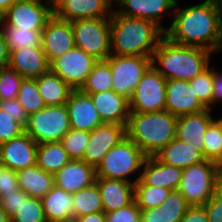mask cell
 Returning <instances> with one entry per match:
<instances>
[{"label": "cell", "mask_w": 222, "mask_h": 222, "mask_svg": "<svg viewBox=\"0 0 222 222\" xmlns=\"http://www.w3.org/2000/svg\"><path fill=\"white\" fill-rule=\"evenodd\" d=\"M18 185L32 198L41 199L55 185L54 175L45 172L37 165L17 172Z\"/></svg>", "instance_id": "obj_28"}, {"label": "cell", "mask_w": 222, "mask_h": 222, "mask_svg": "<svg viewBox=\"0 0 222 222\" xmlns=\"http://www.w3.org/2000/svg\"><path fill=\"white\" fill-rule=\"evenodd\" d=\"M89 137V131L70 129L60 140V143L71 160H82Z\"/></svg>", "instance_id": "obj_37"}, {"label": "cell", "mask_w": 222, "mask_h": 222, "mask_svg": "<svg viewBox=\"0 0 222 222\" xmlns=\"http://www.w3.org/2000/svg\"><path fill=\"white\" fill-rule=\"evenodd\" d=\"M9 67L23 78L35 79L50 71L42 47H23L10 52Z\"/></svg>", "instance_id": "obj_20"}, {"label": "cell", "mask_w": 222, "mask_h": 222, "mask_svg": "<svg viewBox=\"0 0 222 222\" xmlns=\"http://www.w3.org/2000/svg\"><path fill=\"white\" fill-rule=\"evenodd\" d=\"M209 222H222V186L203 205Z\"/></svg>", "instance_id": "obj_47"}, {"label": "cell", "mask_w": 222, "mask_h": 222, "mask_svg": "<svg viewBox=\"0 0 222 222\" xmlns=\"http://www.w3.org/2000/svg\"><path fill=\"white\" fill-rule=\"evenodd\" d=\"M126 137V125L104 123L90 132L82 161L95 169L105 154Z\"/></svg>", "instance_id": "obj_13"}, {"label": "cell", "mask_w": 222, "mask_h": 222, "mask_svg": "<svg viewBox=\"0 0 222 222\" xmlns=\"http://www.w3.org/2000/svg\"><path fill=\"white\" fill-rule=\"evenodd\" d=\"M9 55L8 46L0 31V69L9 66Z\"/></svg>", "instance_id": "obj_51"}, {"label": "cell", "mask_w": 222, "mask_h": 222, "mask_svg": "<svg viewBox=\"0 0 222 222\" xmlns=\"http://www.w3.org/2000/svg\"><path fill=\"white\" fill-rule=\"evenodd\" d=\"M10 222H47L40 199L29 197L23 201Z\"/></svg>", "instance_id": "obj_39"}, {"label": "cell", "mask_w": 222, "mask_h": 222, "mask_svg": "<svg viewBox=\"0 0 222 222\" xmlns=\"http://www.w3.org/2000/svg\"><path fill=\"white\" fill-rule=\"evenodd\" d=\"M0 222H10V218L0 204Z\"/></svg>", "instance_id": "obj_54"}, {"label": "cell", "mask_w": 222, "mask_h": 222, "mask_svg": "<svg viewBox=\"0 0 222 222\" xmlns=\"http://www.w3.org/2000/svg\"><path fill=\"white\" fill-rule=\"evenodd\" d=\"M3 167H4V166H3L2 162L0 161V172H1V169H2Z\"/></svg>", "instance_id": "obj_57"}, {"label": "cell", "mask_w": 222, "mask_h": 222, "mask_svg": "<svg viewBox=\"0 0 222 222\" xmlns=\"http://www.w3.org/2000/svg\"><path fill=\"white\" fill-rule=\"evenodd\" d=\"M96 170L82 160H70L55 175L54 183L70 194L93 185Z\"/></svg>", "instance_id": "obj_22"}, {"label": "cell", "mask_w": 222, "mask_h": 222, "mask_svg": "<svg viewBox=\"0 0 222 222\" xmlns=\"http://www.w3.org/2000/svg\"><path fill=\"white\" fill-rule=\"evenodd\" d=\"M98 62L78 47H74L50 63V71L72 89H80L93 66Z\"/></svg>", "instance_id": "obj_12"}, {"label": "cell", "mask_w": 222, "mask_h": 222, "mask_svg": "<svg viewBox=\"0 0 222 222\" xmlns=\"http://www.w3.org/2000/svg\"><path fill=\"white\" fill-rule=\"evenodd\" d=\"M105 61L112 71V90L128 99L151 66V57L145 56L111 54Z\"/></svg>", "instance_id": "obj_10"}, {"label": "cell", "mask_w": 222, "mask_h": 222, "mask_svg": "<svg viewBox=\"0 0 222 222\" xmlns=\"http://www.w3.org/2000/svg\"><path fill=\"white\" fill-rule=\"evenodd\" d=\"M0 109L9 113L11 117L19 122L24 128L26 127L28 115L16 98L12 100H0Z\"/></svg>", "instance_id": "obj_46"}, {"label": "cell", "mask_w": 222, "mask_h": 222, "mask_svg": "<svg viewBox=\"0 0 222 222\" xmlns=\"http://www.w3.org/2000/svg\"><path fill=\"white\" fill-rule=\"evenodd\" d=\"M80 90L86 94H95L112 90V71L106 61H98L86 78Z\"/></svg>", "instance_id": "obj_33"}, {"label": "cell", "mask_w": 222, "mask_h": 222, "mask_svg": "<svg viewBox=\"0 0 222 222\" xmlns=\"http://www.w3.org/2000/svg\"><path fill=\"white\" fill-rule=\"evenodd\" d=\"M104 213L126 207L134 201V183L119 179L96 178Z\"/></svg>", "instance_id": "obj_25"}, {"label": "cell", "mask_w": 222, "mask_h": 222, "mask_svg": "<svg viewBox=\"0 0 222 222\" xmlns=\"http://www.w3.org/2000/svg\"><path fill=\"white\" fill-rule=\"evenodd\" d=\"M154 156L164 164L182 169L205 160L196 146L184 143L177 138H174Z\"/></svg>", "instance_id": "obj_27"}, {"label": "cell", "mask_w": 222, "mask_h": 222, "mask_svg": "<svg viewBox=\"0 0 222 222\" xmlns=\"http://www.w3.org/2000/svg\"><path fill=\"white\" fill-rule=\"evenodd\" d=\"M178 117L168 111L130 112L126 136L147 156H154L176 138Z\"/></svg>", "instance_id": "obj_4"}, {"label": "cell", "mask_w": 222, "mask_h": 222, "mask_svg": "<svg viewBox=\"0 0 222 222\" xmlns=\"http://www.w3.org/2000/svg\"><path fill=\"white\" fill-rule=\"evenodd\" d=\"M75 222H106L105 213L97 212L92 214H87L74 219Z\"/></svg>", "instance_id": "obj_52"}, {"label": "cell", "mask_w": 222, "mask_h": 222, "mask_svg": "<svg viewBox=\"0 0 222 222\" xmlns=\"http://www.w3.org/2000/svg\"><path fill=\"white\" fill-rule=\"evenodd\" d=\"M66 106L69 113L70 128L91 132L104 124L89 94L73 89Z\"/></svg>", "instance_id": "obj_18"}, {"label": "cell", "mask_w": 222, "mask_h": 222, "mask_svg": "<svg viewBox=\"0 0 222 222\" xmlns=\"http://www.w3.org/2000/svg\"><path fill=\"white\" fill-rule=\"evenodd\" d=\"M47 222H71L73 220L72 194L54 185L41 199Z\"/></svg>", "instance_id": "obj_26"}, {"label": "cell", "mask_w": 222, "mask_h": 222, "mask_svg": "<svg viewBox=\"0 0 222 222\" xmlns=\"http://www.w3.org/2000/svg\"><path fill=\"white\" fill-rule=\"evenodd\" d=\"M75 46L98 61L111 55L110 18H86L71 21Z\"/></svg>", "instance_id": "obj_7"}, {"label": "cell", "mask_w": 222, "mask_h": 222, "mask_svg": "<svg viewBox=\"0 0 222 222\" xmlns=\"http://www.w3.org/2000/svg\"><path fill=\"white\" fill-rule=\"evenodd\" d=\"M16 99L24 108L28 116L46 107L39 93L36 78H24L21 82Z\"/></svg>", "instance_id": "obj_35"}, {"label": "cell", "mask_w": 222, "mask_h": 222, "mask_svg": "<svg viewBox=\"0 0 222 222\" xmlns=\"http://www.w3.org/2000/svg\"><path fill=\"white\" fill-rule=\"evenodd\" d=\"M222 100V74L216 71L213 68V90H212V98H211V109L212 105L217 104V101Z\"/></svg>", "instance_id": "obj_50"}, {"label": "cell", "mask_w": 222, "mask_h": 222, "mask_svg": "<svg viewBox=\"0 0 222 222\" xmlns=\"http://www.w3.org/2000/svg\"><path fill=\"white\" fill-rule=\"evenodd\" d=\"M166 81L151 65L129 99L130 112L151 113L165 110Z\"/></svg>", "instance_id": "obj_9"}, {"label": "cell", "mask_w": 222, "mask_h": 222, "mask_svg": "<svg viewBox=\"0 0 222 222\" xmlns=\"http://www.w3.org/2000/svg\"><path fill=\"white\" fill-rule=\"evenodd\" d=\"M170 189L145 185L140 179L134 184V200L140 209L159 207L167 198Z\"/></svg>", "instance_id": "obj_34"}, {"label": "cell", "mask_w": 222, "mask_h": 222, "mask_svg": "<svg viewBox=\"0 0 222 222\" xmlns=\"http://www.w3.org/2000/svg\"><path fill=\"white\" fill-rule=\"evenodd\" d=\"M19 189L17 172L3 167L0 172V196L3 193L18 191Z\"/></svg>", "instance_id": "obj_48"}, {"label": "cell", "mask_w": 222, "mask_h": 222, "mask_svg": "<svg viewBox=\"0 0 222 222\" xmlns=\"http://www.w3.org/2000/svg\"><path fill=\"white\" fill-rule=\"evenodd\" d=\"M41 47L49 63L74 48L71 21L61 20L53 15L42 30Z\"/></svg>", "instance_id": "obj_15"}, {"label": "cell", "mask_w": 222, "mask_h": 222, "mask_svg": "<svg viewBox=\"0 0 222 222\" xmlns=\"http://www.w3.org/2000/svg\"><path fill=\"white\" fill-rule=\"evenodd\" d=\"M173 11L172 23L165 29L170 41L187 46L205 48L211 52L222 50V6L220 0L201 3Z\"/></svg>", "instance_id": "obj_1"}, {"label": "cell", "mask_w": 222, "mask_h": 222, "mask_svg": "<svg viewBox=\"0 0 222 222\" xmlns=\"http://www.w3.org/2000/svg\"><path fill=\"white\" fill-rule=\"evenodd\" d=\"M147 155L127 136L112 147L103 157L96 170V178L119 179L134 183L127 178L142 169Z\"/></svg>", "instance_id": "obj_6"}, {"label": "cell", "mask_w": 222, "mask_h": 222, "mask_svg": "<svg viewBox=\"0 0 222 222\" xmlns=\"http://www.w3.org/2000/svg\"><path fill=\"white\" fill-rule=\"evenodd\" d=\"M102 122L127 125L130 114L129 99L113 90L90 94Z\"/></svg>", "instance_id": "obj_23"}, {"label": "cell", "mask_w": 222, "mask_h": 222, "mask_svg": "<svg viewBox=\"0 0 222 222\" xmlns=\"http://www.w3.org/2000/svg\"><path fill=\"white\" fill-rule=\"evenodd\" d=\"M23 79L9 66L0 69V100L15 99Z\"/></svg>", "instance_id": "obj_40"}, {"label": "cell", "mask_w": 222, "mask_h": 222, "mask_svg": "<svg viewBox=\"0 0 222 222\" xmlns=\"http://www.w3.org/2000/svg\"><path fill=\"white\" fill-rule=\"evenodd\" d=\"M190 86L200 102L209 110H211V98L213 90V69L210 65L200 74L190 80Z\"/></svg>", "instance_id": "obj_38"}, {"label": "cell", "mask_w": 222, "mask_h": 222, "mask_svg": "<svg viewBox=\"0 0 222 222\" xmlns=\"http://www.w3.org/2000/svg\"><path fill=\"white\" fill-rule=\"evenodd\" d=\"M161 207L169 215H185L190 205L178 190H171Z\"/></svg>", "instance_id": "obj_43"}, {"label": "cell", "mask_w": 222, "mask_h": 222, "mask_svg": "<svg viewBox=\"0 0 222 222\" xmlns=\"http://www.w3.org/2000/svg\"><path fill=\"white\" fill-rule=\"evenodd\" d=\"M39 93L46 106H60L66 104L73 90L58 75L51 71L36 78Z\"/></svg>", "instance_id": "obj_29"}, {"label": "cell", "mask_w": 222, "mask_h": 222, "mask_svg": "<svg viewBox=\"0 0 222 222\" xmlns=\"http://www.w3.org/2000/svg\"><path fill=\"white\" fill-rule=\"evenodd\" d=\"M0 31L8 46L9 53L23 47H41L42 31L18 29L2 23Z\"/></svg>", "instance_id": "obj_32"}, {"label": "cell", "mask_w": 222, "mask_h": 222, "mask_svg": "<svg viewBox=\"0 0 222 222\" xmlns=\"http://www.w3.org/2000/svg\"><path fill=\"white\" fill-rule=\"evenodd\" d=\"M204 158L222 167V127L215 119L204 136Z\"/></svg>", "instance_id": "obj_36"}, {"label": "cell", "mask_w": 222, "mask_h": 222, "mask_svg": "<svg viewBox=\"0 0 222 222\" xmlns=\"http://www.w3.org/2000/svg\"><path fill=\"white\" fill-rule=\"evenodd\" d=\"M25 128L11 115L0 109V144L20 136Z\"/></svg>", "instance_id": "obj_41"}, {"label": "cell", "mask_w": 222, "mask_h": 222, "mask_svg": "<svg viewBox=\"0 0 222 222\" xmlns=\"http://www.w3.org/2000/svg\"><path fill=\"white\" fill-rule=\"evenodd\" d=\"M17 0L4 14L3 24L18 29L42 31L53 16V1Z\"/></svg>", "instance_id": "obj_11"}, {"label": "cell", "mask_w": 222, "mask_h": 222, "mask_svg": "<svg viewBox=\"0 0 222 222\" xmlns=\"http://www.w3.org/2000/svg\"><path fill=\"white\" fill-rule=\"evenodd\" d=\"M211 110L178 116L176 138L180 141L196 146L204 157V136L209 125L215 120Z\"/></svg>", "instance_id": "obj_21"}, {"label": "cell", "mask_w": 222, "mask_h": 222, "mask_svg": "<svg viewBox=\"0 0 222 222\" xmlns=\"http://www.w3.org/2000/svg\"><path fill=\"white\" fill-rule=\"evenodd\" d=\"M16 1L17 0H0V12L4 14Z\"/></svg>", "instance_id": "obj_53"}, {"label": "cell", "mask_w": 222, "mask_h": 222, "mask_svg": "<svg viewBox=\"0 0 222 222\" xmlns=\"http://www.w3.org/2000/svg\"><path fill=\"white\" fill-rule=\"evenodd\" d=\"M69 113L66 104L46 106L28 116L25 132L37 143L60 142L70 130Z\"/></svg>", "instance_id": "obj_8"}, {"label": "cell", "mask_w": 222, "mask_h": 222, "mask_svg": "<svg viewBox=\"0 0 222 222\" xmlns=\"http://www.w3.org/2000/svg\"><path fill=\"white\" fill-rule=\"evenodd\" d=\"M73 220L87 214L103 212L100 190L96 183L72 194Z\"/></svg>", "instance_id": "obj_31"}, {"label": "cell", "mask_w": 222, "mask_h": 222, "mask_svg": "<svg viewBox=\"0 0 222 222\" xmlns=\"http://www.w3.org/2000/svg\"><path fill=\"white\" fill-rule=\"evenodd\" d=\"M118 4L114 11L127 17L146 19L155 22L165 31L161 24L166 12L174 11L177 0H113ZM119 7V9H118Z\"/></svg>", "instance_id": "obj_19"}, {"label": "cell", "mask_w": 222, "mask_h": 222, "mask_svg": "<svg viewBox=\"0 0 222 222\" xmlns=\"http://www.w3.org/2000/svg\"><path fill=\"white\" fill-rule=\"evenodd\" d=\"M140 222H180L184 215H169L162 207L140 209Z\"/></svg>", "instance_id": "obj_45"}, {"label": "cell", "mask_w": 222, "mask_h": 222, "mask_svg": "<svg viewBox=\"0 0 222 222\" xmlns=\"http://www.w3.org/2000/svg\"><path fill=\"white\" fill-rule=\"evenodd\" d=\"M216 120H217V122L220 124V126L222 127V117L219 118V119H216Z\"/></svg>", "instance_id": "obj_56"}, {"label": "cell", "mask_w": 222, "mask_h": 222, "mask_svg": "<svg viewBox=\"0 0 222 222\" xmlns=\"http://www.w3.org/2000/svg\"><path fill=\"white\" fill-rule=\"evenodd\" d=\"M165 110L174 116L199 113L207 108L200 102L190 86V81L168 79L166 81Z\"/></svg>", "instance_id": "obj_17"}, {"label": "cell", "mask_w": 222, "mask_h": 222, "mask_svg": "<svg viewBox=\"0 0 222 222\" xmlns=\"http://www.w3.org/2000/svg\"><path fill=\"white\" fill-rule=\"evenodd\" d=\"M2 23H3V13L0 12V28L2 27Z\"/></svg>", "instance_id": "obj_55"}, {"label": "cell", "mask_w": 222, "mask_h": 222, "mask_svg": "<svg viewBox=\"0 0 222 222\" xmlns=\"http://www.w3.org/2000/svg\"><path fill=\"white\" fill-rule=\"evenodd\" d=\"M30 196L23 190L13 191L10 193H3L0 196V204L8 214L9 218L16 214L17 210Z\"/></svg>", "instance_id": "obj_44"}, {"label": "cell", "mask_w": 222, "mask_h": 222, "mask_svg": "<svg viewBox=\"0 0 222 222\" xmlns=\"http://www.w3.org/2000/svg\"><path fill=\"white\" fill-rule=\"evenodd\" d=\"M142 169L140 180L145 185L178 190L182 178V168L164 164L155 156H147Z\"/></svg>", "instance_id": "obj_24"}, {"label": "cell", "mask_w": 222, "mask_h": 222, "mask_svg": "<svg viewBox=\"0 0 222 222\" xmlns=\"http://www.w3.org/2000/svg\"><path fill=\"white\" fill-rule=\"evenodd\" d=\"M212 53L205 48L174 43L164 36L152 54L151 65L166 80L190 81L210 65Z\"/></svg>", "instance_id": "obj_3"}, {"label": "cell", "mask_w": 222, "mask_h": 222, "mask_svg": "<svg viewBox=\"0 0 222 222\" xmlns=\"http://www.w3.org/2000/svg\"><path fill=\"white\" fill-rule=\"evenodd\" d=\"M53 15L61 20L110 18L113 0H52Z\"/></svg>", "instance_id": "obj_14"}, {"label": "cell", "mask_w": 222, "mask_h": 222, "mask_svg": "<svg viewBox=\"0 0 222 222\" xmlns=\"http://www.w3.org/2000/svg\"><path fill=\"white\" fill-rule=\"evenodd\" d=\"M180 222H209L203 206H190Z\"/></svg>", "instance_id": "obj_49"}, {"label": "cell", "mask_w": 222, "mask_h": 222, "mask_svg": "<svg viewBox=\"0 0 222 222\" xmlns=\"http://www.w3.org/2000/svg\"><path fill=\"white\" fill-rule=\"evenodd\" d=\"M111 54L152 57L165 36L155 22L112 12L110 17Z\"/></svg>", "instance_id": "obj_2"}, {"label": "cell", "mask_w": 222, "mask_h": 222, "mask_svg": "<svg viewBox=\"0 0 222 222\" xmlns=\"http://www.w3.org/2000/svg\"><path fill=\"white\" fill-rule=\"evenodd\" d=\"M70 160L60 142L38 144L36 165L45 172L55 175Z\"/></svg>", "instance_id": "obj_30"}, {"label": "cell", "mask_w": 222, "mask_h": 222, "mask_svg": "<svg viewBox=\"0 0 222 222\" xmlns=\"http://www.w3.org/2000/svg\"><path fill=\"white\" fill-rule=\"evenodd\" d=\"M222 186V167L209 160L182 171L178 191L190 206H203Z\"/></svg>", "instance_id": "obj_5"}, {"label": "cell", "mask_w": 222, "mask_h": 222, "mask_svg": "<svg viewBox=\"0 0 222 222\" xmlns=\"http://www.w3.org/2000/svg\"><path fill=\"white\" fill-rule=\"evenodd\" d=\"M38 144L26 133L0 144V161L16 172L36 165Z\"/></svg>", "instance_id": "obj_16"}, {"label": "cell", "mask_w": 222, "mask_h": 222, "mask_svg": "<svg viewBox=\"0 0 222 222\" xmlns=\"http://www.w3.org/2000/svg\"><path fill=\"white\" fill-rule=\"evenodd\" d=\"M141 211L136 201L126 207L105 213L106 222H140Z\"/></svg>", "instance_id": "obj_42"}]
</instances>
